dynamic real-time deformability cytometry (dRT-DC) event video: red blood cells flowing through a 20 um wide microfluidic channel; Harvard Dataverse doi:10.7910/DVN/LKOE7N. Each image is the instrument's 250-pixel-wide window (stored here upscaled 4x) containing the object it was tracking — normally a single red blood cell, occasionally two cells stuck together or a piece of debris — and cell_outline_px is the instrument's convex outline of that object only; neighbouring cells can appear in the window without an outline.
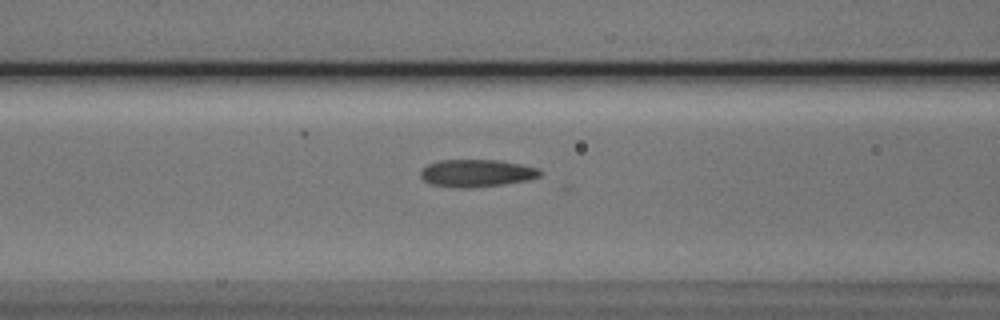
{"species": "Egyptian fruit bat (a non-hibernating species)", "species_latin": "Rousettus aegyptiacus", "temperature_condition": "cold", "stored_images_in_passage": 10, "camera_frame_rate_fps": 3000, "um_per_image_px": 0.085, "animal": {"sex": "male"}, "frame": {"image": 1, "passage_image": 8, "time_ms": 2.333, "image_size_px": [1000, 320], "cell_outline_px": [[544, 172], [540, 176], [528, 180], [504, 184], [468, 188], [460, 188], [428, 184], [420, 176], [420, 172], [428, 164], [440, 160], [500, 160], [540, 168]], "centroid_in_image_um": [40.54, 14.72], "position_along_channel_um": 126.1, "area_um2": 19.25}}